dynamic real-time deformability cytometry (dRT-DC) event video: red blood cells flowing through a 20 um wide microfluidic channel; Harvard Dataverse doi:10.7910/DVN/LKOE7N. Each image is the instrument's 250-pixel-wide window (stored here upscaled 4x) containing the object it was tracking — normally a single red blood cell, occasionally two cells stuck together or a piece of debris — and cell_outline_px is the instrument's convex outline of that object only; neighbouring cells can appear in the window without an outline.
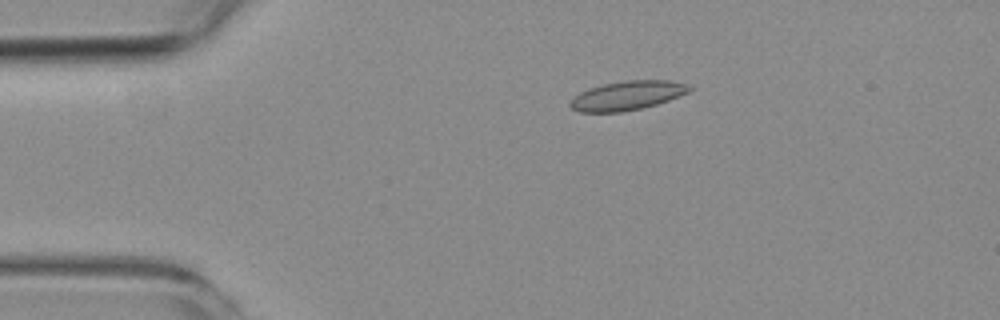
{"species": "common noctule bat (a hibernating species)", "species_latin": "Nyctalus noctula", "temperature_condition": "room temperature", "stored_images_in_passage": 2, "camera_frame_rate_fps": 3000, "um_per_image_px": 0.085, "animal": {"sex": "female", "body_mass_g": 19.3, "forearm_length_mm": 54.1}, "frame": {"image": 1, "passage_image": 1, "time_ms": 0.0, "image_size_px": [1000, 320], "cell_outline_px": [[692, 88], [688, 92], [668, 100], [644, 108], [620, 112], [580, 112], [572, 108], [568, 104], [572, 96], [588, 88], [604, 84], [624, 80], [668, 80], [684, 84]], "centroid_in_image_um": [53.25, 8.12], "position_along_channel_um": 31.8, "area_um2": 20.17}}